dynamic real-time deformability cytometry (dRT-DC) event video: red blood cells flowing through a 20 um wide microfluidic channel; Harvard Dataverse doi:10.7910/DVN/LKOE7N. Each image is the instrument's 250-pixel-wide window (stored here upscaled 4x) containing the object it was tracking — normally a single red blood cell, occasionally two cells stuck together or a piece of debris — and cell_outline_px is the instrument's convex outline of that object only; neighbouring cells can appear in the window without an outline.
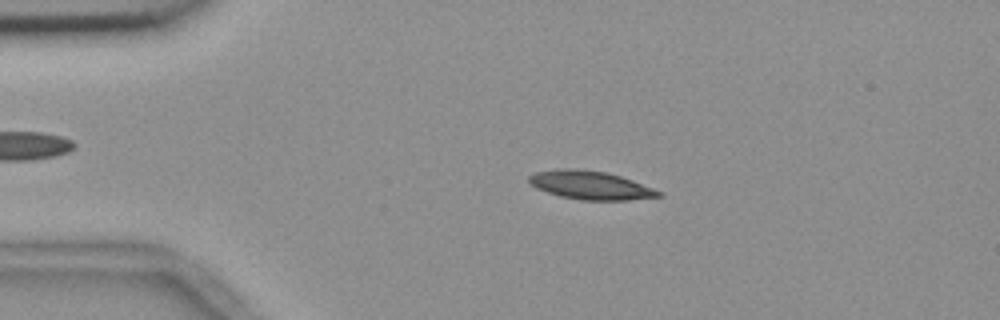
{"species": "common noctule bat (a hibernating species)", "species_latin": "Nyctalus noctula", "temperature_condition": "room temperature", "stored_images_in_passage": 55, "camera_frame_rate_fps": 3000, "um_per_image_px": 0.085, "animal": {"sex": "female", "body_mass_g": 18.4}, "frame": {"image": 1, "passage_image": 11, "time_ms": 3.333, "image_size_px": [1000, 320], "cell_outline_px": [[664, 196], [628, 200], [580, 200], [560, 196], [536, 188], [528, 180], [528, 176], [536, 172], [564, 168], [572, 168], [608, 172], [632, 180], [664, 192]], "centroid_in_image_um": [50.23, 15.75], "position_along_channel_um": 34.8, "area_um2": 21.5}}
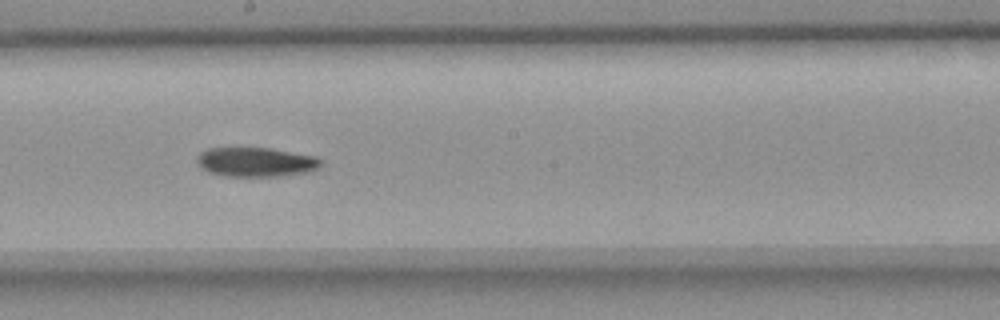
{"frame": {"image": 2, "passage_image": 30, "time_ms": 9.667, "image_size_px": [1000, 320], "cell_outline_px": [[324, 164], [320, 168], [308, 172], [276, 176], [228, 176], [208, 172], [200, 168], [196, 164], [196, 156], [200, 152], [208, 148], [272, 148], [316, 156], [324, 160]], "centroid_in_image_um": [21.77, 13.77], "position_along_channel_um": 226.4, "area_um2": 21.56}}
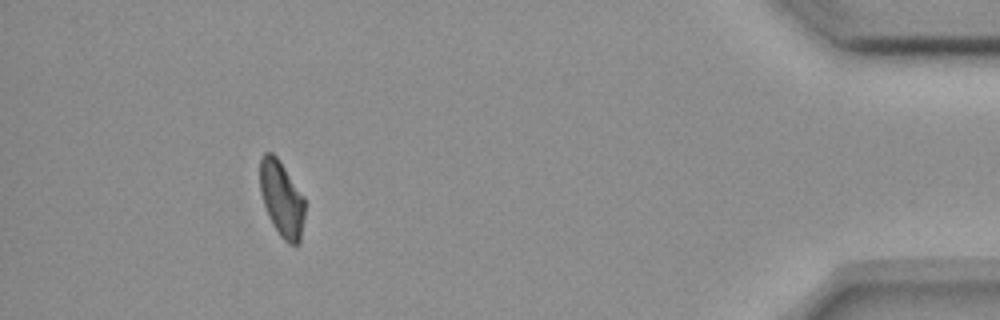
{"frame": {"image": 3, "passage_image": 50, "time_ms": 16.333, "image_size_px": [1000, 320], "cell_outline_px": [[304, 216], [300, 244], [288, 244], [280, 236], [272, 224], [264, 204], [260, 192], [260, 156], [264, 152], [272, 152], [280, 160], [304, 196]], "centroid_in_image_um": [23.94, 16.88], "position_along_channel_um": 411.3, "area_um2": 19.94}, "authors_computed_cell_mechanics": {"area_um2": 21.386, "velocity_mm_per_s": 3.6688, "shape_relaxation_time_tau1_ms": 6.9609, "shape_relaxation_time_tau2_ms": null, "deformation_change_tau1": 0.1737, "deformation_change_tau2": null}}